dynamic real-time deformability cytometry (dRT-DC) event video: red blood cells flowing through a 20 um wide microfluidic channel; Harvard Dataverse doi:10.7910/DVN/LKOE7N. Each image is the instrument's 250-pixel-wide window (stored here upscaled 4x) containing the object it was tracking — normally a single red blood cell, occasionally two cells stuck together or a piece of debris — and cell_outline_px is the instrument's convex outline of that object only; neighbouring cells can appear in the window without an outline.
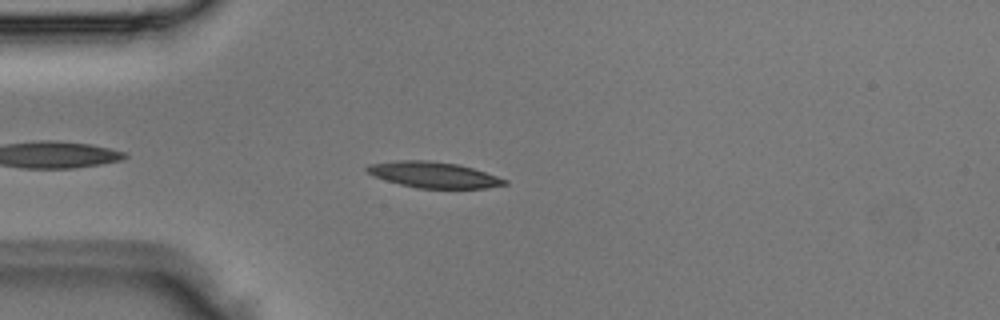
{"species": "Egyptian fruit bat (a non-hibernating species)", "species_latin": "Rousettus aegyptiacus", "temperature_condition": "room temperature", "stored_images_in_passage": 3, "camera_frame_rate_fps": 3000, "um_per_image_px": 0.085, "animal": {"sex": "male"}, "frame": {"image": 1, "passage_image": 3, "time_ms": 0.667, "image_size_px": [1000, 320], "cell_outline_px": [[508, 184], [488, 188], [416, 188], [400, 184], [376, 176], [368, 172], [364, 168], [368, 164], [396, 160], [428, 160], [456, 164], [472, 168], [508, 180]], "centroid_in_image_um": [36.86, 14.85], "position_along_channel_um": 48.1, "area_um2": 20.58}}